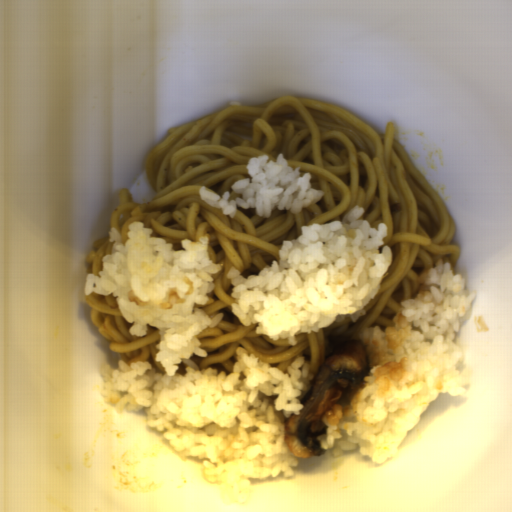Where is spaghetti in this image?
Instances as JSON below:
<instances>
[{
	"instance_id": "spaghetti-1",
	"label": "spaghetti",
	"mask_w": 512,
	"mask_h": 512,
	"mask_svg": "<svg viewBox=\"0 0 512 512\" xmlns=\"http://www.w3.org/2000/svg\"><path fill=\"white\" fill-rule=\"evenodd\" d=\"M289 166L310 172L311 187L325 191L315 204L299 213L272 211L270 219L254 208L237 205L234 220L221 209L203 202L199 187L222 197L231 185L251 176L249 158L279 153ZM153 197L147 203L132 201L121 190L110 218L125 245L129 225L143 222L151 237H161L175 251H185L181 240L198 242L208 236L212 262L221 264L211 273L214 285L205 305L193 308L209 318L222 313L214 327L195 337L207 356L190 357L198 369L233 372L236 348L255 354L260 364H269L289 374L297 357H304L310 373L320 365L337 342L358 339L366 327L392 328L402 302L418 294L420 278L434 266L448 262L453 271L460 249L452 242L456 224L436 189L418 169L395 137L388 123L378 133L355 113L327 103L280 97L253 104H236L170 129L168 137L148 151L143 162ZM363 206L360 219L372 228L378 222L388 227L384 245L393 250V262L385 273L380 291L365 306V316L353 322H334L319 332L296 334L298 344L286 339L272 341L256 334L257 325L245 327L231 311L230 295L235 287L226 278L231 266L242 275L258 274L263 266L278 261L282 241L296 239L303 225L325 224L342 217L355 205ZM383 245V246H384ZM382 247L379 248L380 254Z\"/></svg>"
},
{
	"instance_id": "spaghetti-2",
	"label": "spaghetti",
	"mask_w": 512,
	"mask_h": 512,
	"mask_svg": "<svg viewBox=\"0 0 512 512\" xmlns=\"http://www.w3.org/2000/svg\"><path fill=\"white\" fill-rule=\"evenodd\" d=\"M85 301L90 308L91 322L121 361L128 366L148 362L156 373H167L162 363L155 361L159 353L156 345L161 340L158 327L148 323L144 336H133L130 332L133 324L120 314L117 297L112 293L100 295L93 291L86 295Z\"/></svg>"
},
{
	"instance_id": "spaghetti-3",
	"label": "spaghetti",
	"mask_w": 512,
	"mask_h": 512,
	"mask_svg": "<svg viewBox=\"0 0 512 512\" xmlns=\"http://www.w3.org/2000/svg\"><path fill=\"white\" fill-rule=\"evenodd\" d=\"M114 244L115 242L109 240L108 234L93 243L91 251L84 259L90 262L88 273H95L100 277L99 271L103 269L102 258L111 253Z\"/></svg>"
}]
</instances>
